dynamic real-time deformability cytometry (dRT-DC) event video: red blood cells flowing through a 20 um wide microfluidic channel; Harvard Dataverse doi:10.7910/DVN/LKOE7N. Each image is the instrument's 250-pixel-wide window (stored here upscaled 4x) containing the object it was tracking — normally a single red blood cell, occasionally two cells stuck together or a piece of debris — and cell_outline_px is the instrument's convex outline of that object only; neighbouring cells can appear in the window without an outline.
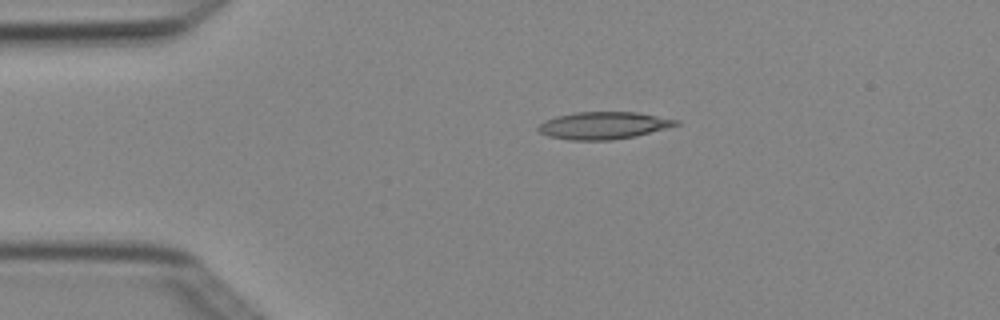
{"species": "Egyptian fruit bat (a non-hibernating species)", "species_latin": "Rousettus aegyptiacus", "temperature_condition": "cold", "stored_images_in_passage": 4, "camera_frame_rate_fps": 3000, "um_per_image_px": 0.085, "animal": {"sex": "female"}, "frame": {"image": 1, "passage_image": 3, "time_ms": 0.667, "image_size_px": [1000, 320], "cell_outline_px": [[680, 124], [636, 136], [612, 140], [568, 140], [548, 136], [540, 132], [536, 128], [544, 120], [556, 116], [576, 112], [636, 112], [680, 120]], "centroid_in_image_um": [51.28, 10.66], "position_along_channel_um": 33.7, "area_um2": 21.91}}